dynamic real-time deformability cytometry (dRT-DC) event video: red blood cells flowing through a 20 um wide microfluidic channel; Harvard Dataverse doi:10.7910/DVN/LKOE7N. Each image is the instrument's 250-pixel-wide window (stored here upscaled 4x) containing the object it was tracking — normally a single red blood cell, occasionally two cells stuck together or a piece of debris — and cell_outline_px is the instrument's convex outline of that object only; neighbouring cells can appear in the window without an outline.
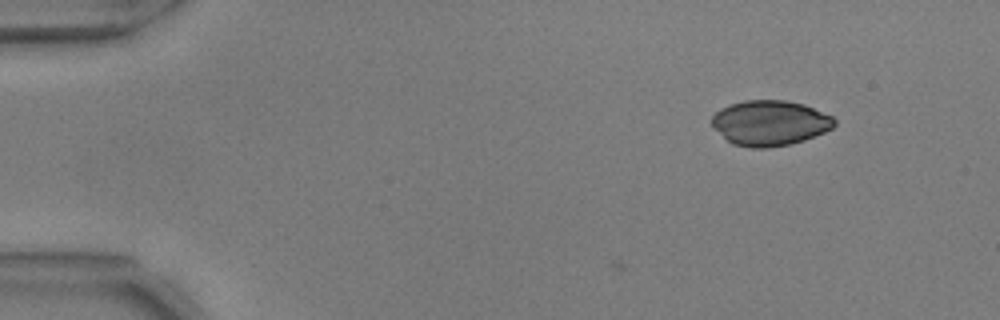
{"species": "common noctule bat (a hibernating species)", "species_latin": "Nyctalus noctula", "temperature_condition": "warm", "stored_images_in_passage": 2, "camera_frame_rate_fps": 3000, "um_per_image_px": 0.085, "animal": {"sex": "male", "body_mass_g": 17.9, "forearm_length_mm": 54.2}, "frame": {"image": 1, "passage_image": 2, "time_ms": 0.333, "image_size_px": [1000, 320], "cell_outline_px": [[836, 124], [832, 128], [824, 132], [804, 140], [788, 144], [768, 148], [748, 148], [732, 144], [712, 124], [712, 116], [720, 108], [728, 104], [744, 100], [784, 100], [804, 104], [832, 116], [836, 120]], "centroid_in_image_um": [65.45, 10.44], "position_along_channel_um": 19.6, "area_um2": 32.25}}